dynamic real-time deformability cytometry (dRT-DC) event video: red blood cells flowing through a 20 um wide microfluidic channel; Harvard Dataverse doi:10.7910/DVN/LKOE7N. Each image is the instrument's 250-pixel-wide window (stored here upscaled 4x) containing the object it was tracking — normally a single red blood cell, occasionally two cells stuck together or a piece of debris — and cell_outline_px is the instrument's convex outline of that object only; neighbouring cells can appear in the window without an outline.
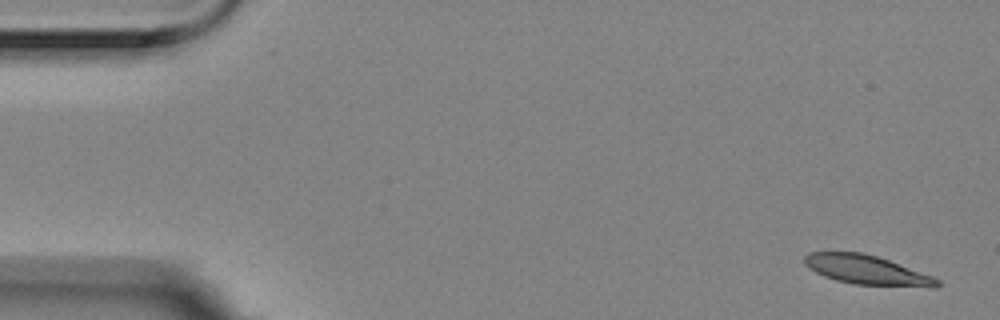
{"species": "Egyptian fruit bat (a non-hibernating species)", "species_latin": "Rousettus aegyptiacus", "temperature_condition": "room temperature", "stored_images_in_passage": 6, "segment_of_instrument_passage": [1, 2], "camera_frame_rate_fps": 3000, "um_per_image_px": 0.085, "animal": {"sex": "female"}, "frame": {"image": 1, "passage_image": 1, "time_ms": 0.0, "image_size_px": [1000, 320], "cell_outline_px": [[940, 284], [936, 288], [932, 288], [852, 284], [836, 280], [824, 276], [808, 268], [804, 264], [804, 256], [808, 252], [860, 252], [876, 256], [888, 260], [932, 276], [940, 280]], "centroid_in_image_um": [73.68, 22.96], "position_along_channel_um": 11.3, "area_um2": 22.72}}
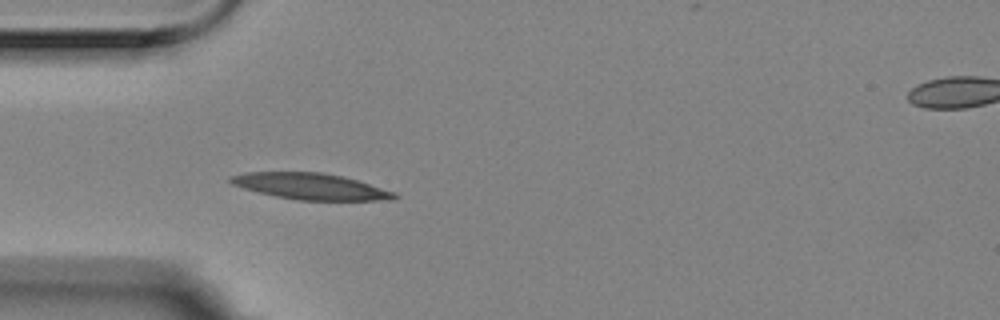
{"frame": {"image": 2, "passage_image": 5, "time_ms": 1.333, "image_size_px": [1000, 320], "cell_outline_px": [[400, 196], [396, 200], [300, 200], [276, 196], [244, 188], [232, 184], [228, 180], [228, 176], [244, 172], [320, 172], [344, 176], [396, 192]], "centroid_in_image_um": [26.44, 15.83], "position_along_channel_um": 58.6, "area_um2": 25.09}}